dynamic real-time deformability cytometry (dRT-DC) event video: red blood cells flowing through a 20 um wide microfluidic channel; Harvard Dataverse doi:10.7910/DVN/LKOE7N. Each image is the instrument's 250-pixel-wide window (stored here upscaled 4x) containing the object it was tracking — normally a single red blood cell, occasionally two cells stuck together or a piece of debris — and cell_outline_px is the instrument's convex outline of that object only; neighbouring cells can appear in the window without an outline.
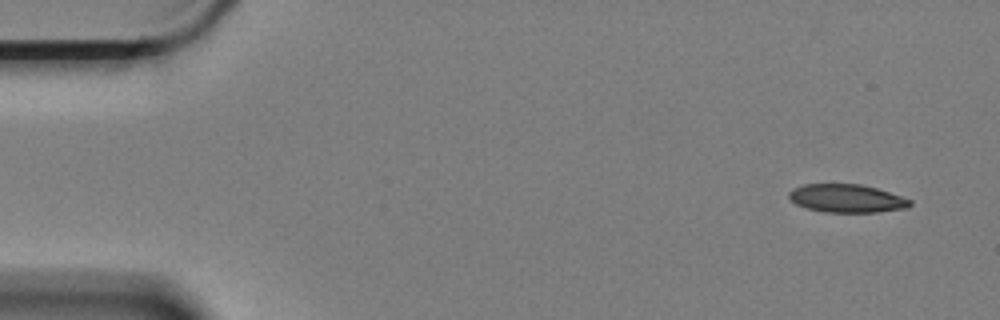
{"species": "Egyptian fruit bat (a non-hibernating species)", "species_latin": "Rousettus aegyptiacus", "temperature_condition": "cold", "stored_images_in_passage": 6, "camera_frame_rate_fps": 3000, "um_per_image_px": 0.085, "animal": {"sex": "female"}, "frame": {"image": 1, "passage_image": 1, "time_ms": 0.0, "image_size_px": [1000, 320], "cell_outline_px": [[912, 204], [908, 208], [880, 212], [824, 212], [808, 208], [796, 204], [788, 196], [788, 192], [792, 188], [804, 184], [860, 184], [876, 188], [912, 200]], "centroid_in_image_um": [71.97, 16.86], "position_along_channel_um": 13.0, "area_um2": 19.88}}
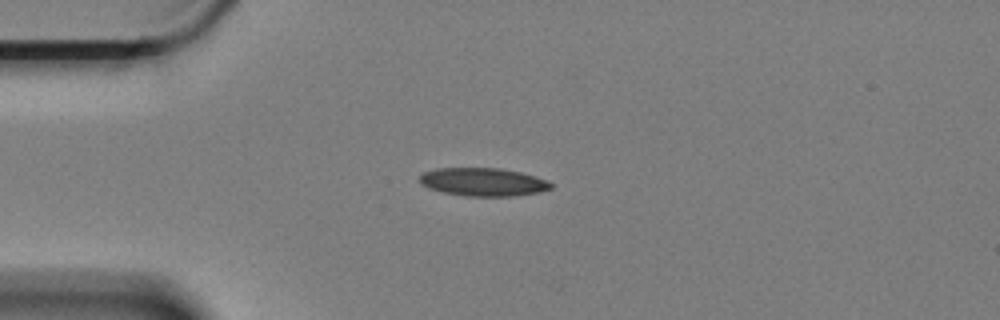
{"frame": {"image": 2, "passage_image": 4, "time_ms": 1.0, "image_size_px": [1000, 320], "cell_outline_px": [[552, 188], [540, 192], [516, 196], [468, 196], [444, 192], [428, 188], [420, 184], [416, 180], [424, 172], [436, 168], [500, 168], [520, 172], [536, 176], [548, 180], [552, 184]], "centroid_in_image_um": [41.06, 15.46], "position_along_channel_um": 43.9, "area_um2": 21.73}}